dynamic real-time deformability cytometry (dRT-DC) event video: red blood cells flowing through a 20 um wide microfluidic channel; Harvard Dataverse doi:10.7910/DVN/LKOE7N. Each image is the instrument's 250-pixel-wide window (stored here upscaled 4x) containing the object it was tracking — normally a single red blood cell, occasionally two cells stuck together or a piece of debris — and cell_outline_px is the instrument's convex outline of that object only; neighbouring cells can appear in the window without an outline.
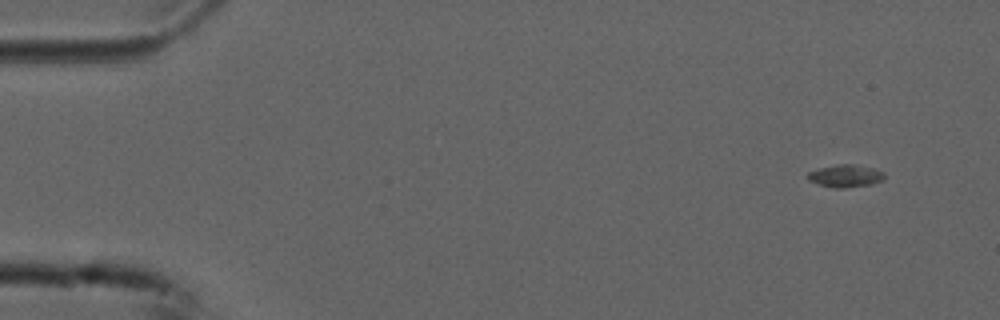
{"species": "common noctule bat (a hibernating species)", "species_latin": "Nyctalus noctula", "temperature_condition": "cold", "stored_images_in_passage": 9, "camera_frame_rate_fps": 3000, "um_per_image_px": 0.085, "animal": {"sex": "male", "forearm_length_mm": 52.5}, "frame": {"image": 1, "passage_image": 2, "time_ms": 0.333, "image_size_px": [1000, 320], "cell_outline_px": [[884, 180], [872, 184], [844, 188], [832, 188], [808, 180], [808, 172], [820, 168], [836, 164], [852, 164], [872, 168], [884, 172]], "centroid_in_image_um": [71.88, 14.95], "position_along_channel_um": 13.1, "area_um2": 10.0}}
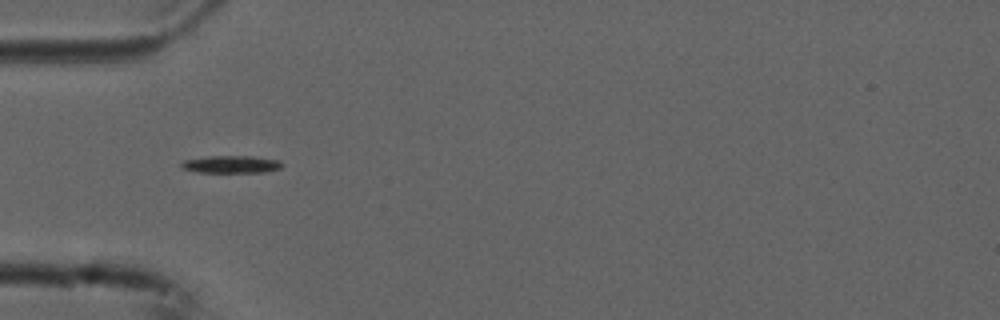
{"frame": {"image": 2, "passage_image": 6, "time_ms": 1.667, "image_size_px": [1000, 320], "cell_outline_px": [[284, 164], [280, 168], [268, 172], [200, 172], [180, 168], [180, 164], [184, 160], [208, 156], [252, 156], [280, 160]], "centroid_in_image_um": [19.68, 13.96], "position_along_channel_um": 65.3, "area_um2": 10.29}}
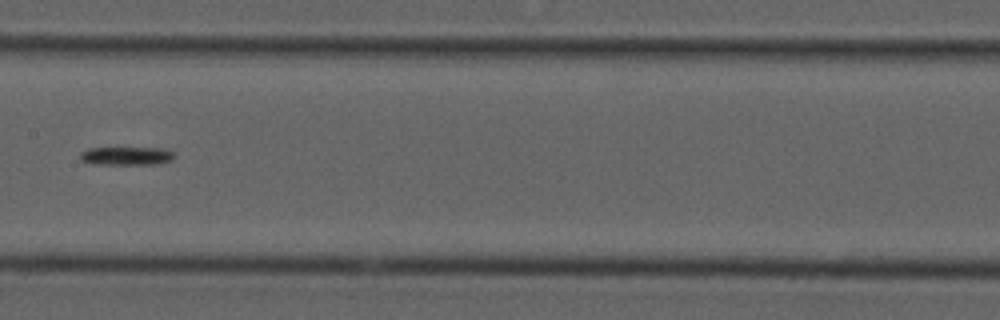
{"frame": {"image": 3, "passage_image": 9, "time_ms": 2.667, "image_size_px": [1000, 320], "cell_outline_px": [[176, 156], [172, 160], [156, 164], [96, 164], [80, 160], [80, 152], [88, 148], [164, 148], [172, 152]], "centroid_in_image_um": [10.76, 13.25], "position_along_channel_um": 196.6, "area_um2": 10.06}}